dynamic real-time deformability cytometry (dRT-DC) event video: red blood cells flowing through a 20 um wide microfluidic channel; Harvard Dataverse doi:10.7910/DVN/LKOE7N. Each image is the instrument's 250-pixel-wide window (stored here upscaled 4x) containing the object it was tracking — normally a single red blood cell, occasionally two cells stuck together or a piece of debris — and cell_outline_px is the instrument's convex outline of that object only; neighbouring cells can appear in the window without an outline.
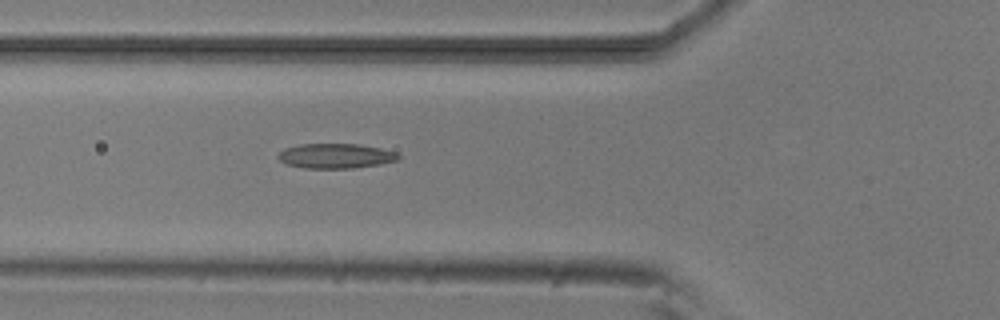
{"species": "common noctule bat (a hibernating species)", "species_latin": "Nyctalus noctula", "temperature_condition": "room temperature", "stored_images_in_passage": 2, "camera_frame_rate_fps": 3000, "um_per_image_px": 0.085, "animal": {"sex": "male", "body_mass_g": 20.5, "forearm_length_mm": 52.5}, "frame": {"image": 1, "passage_image": 2, "time_ms": 1.0, "image_size_px": [1000, 320], "cell_outline_px": [[400, 160], [380, 164], [352, 168], [304, 168], [288, 164], [280, 160], [276, 156], [284, 148], [300, 144], [360, 144], [380, 148], [396, 152], [400, 156]], "centroid_in_image_um": [28.55, 13.25], "position_along_channel_um": 97.3, "area_um2": 17.4}}